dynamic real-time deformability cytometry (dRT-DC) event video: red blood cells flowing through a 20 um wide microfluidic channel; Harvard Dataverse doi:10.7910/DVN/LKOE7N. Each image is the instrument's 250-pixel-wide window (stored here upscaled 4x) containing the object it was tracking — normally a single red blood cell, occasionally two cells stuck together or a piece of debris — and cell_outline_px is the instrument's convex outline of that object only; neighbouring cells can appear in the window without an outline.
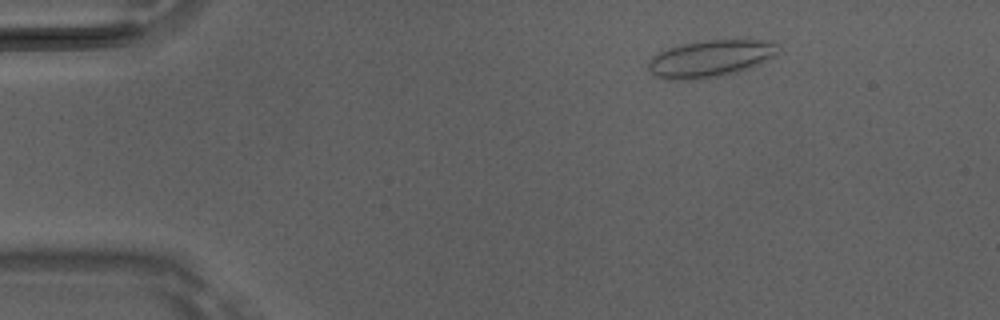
{"species": "Egyptian fruit bat (a non-hibernating species)", "species_latin": "Rousettus aegyptiacus", "temperature_condition": "room temperature", "stored_images_in_passage": 49, "camera_frame_rate_fps": 3000, "um_per_image_px": 0.085, "animal": {"sex": "male"}, "frame": {"image": 1, "passage_image": 7, "time_ms": 2.0, "image_size_px": [1000, 320], "cell_outline_px": [[780, 48], [772, 56], [748, 68], [736, 72], [716, 76], [692, 80], [668, 80], [656, 76], [648, 68], [648, 60], [652, 56], [668, 48], [680, 44], [712, 40], [772, 40]], "centroid_in_image_um": [60.33, 4.97], "position_along_channel_um": 24.7, "area_um2": 27.57}}
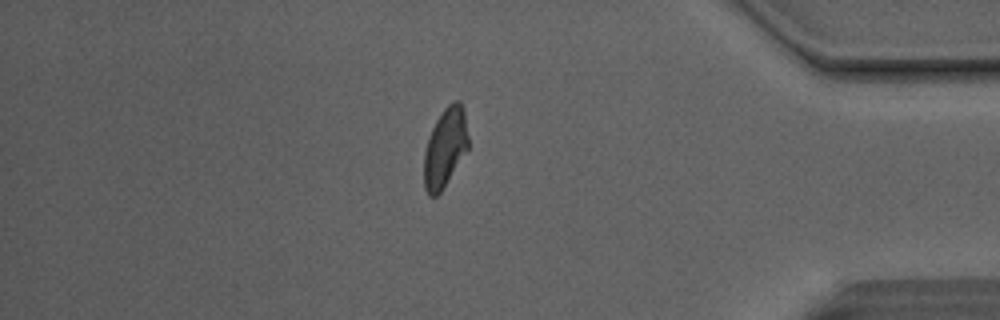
{"frame": {"image": 2, "passage_image": 42, "time_ms": 13.667, "image_size_px": [1000, 320], "cell_outline_px": [[468, 148], [440, 192], [436, 196], [428, 196], [424, 188], [424, 152], [428, 136], [436, 120], [444, 108], [452, 100], [460, 100], [464, 108], [468, 136]], "centroid_in_image_um": [37.82, 12.51], "position_along_channel_um": 397.4, "area_um2": 20.4}}
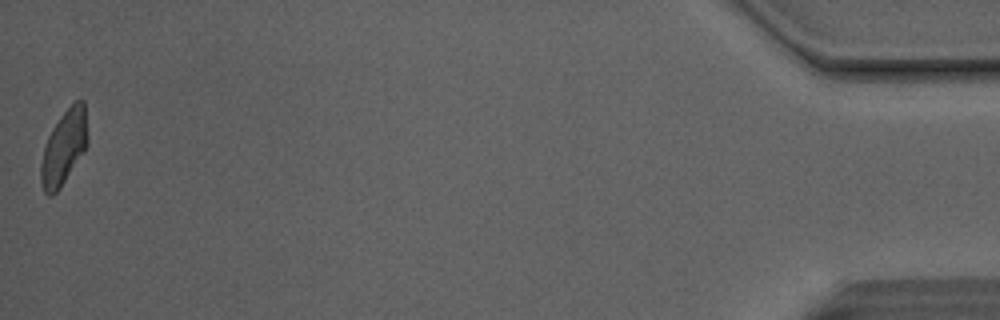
{"frame": {"image": 3, "passage_image": 49, "time_ms": 16.0, "image_size_px": [1000, 320], "cell_outline_px": [[88, 144], [84, 152], [60, 188], [52, 196], [48, 196], [44, 192], [40, 180], [40, 164], [44, 148], [48, 136], [52, 128], [60, 116], [76, 100], [84, 100], [88, 140]], "centroid_in_image_um": [5.43, 12.55], "position_along_channel_um": 429.8, "area_um2": 20.29}, "authors_computed_cell_mechanics": {"area_um2": 21.2704, "velocity_mm_per_s": 4.1411, "shape_relaxation_time_tau1_ms": 6.37, "shape_relaxation_time_tau2_ms": 1.2061, "deformation_change_tau1": 0.1457, "deformation_change_tau2": 0.0604}}